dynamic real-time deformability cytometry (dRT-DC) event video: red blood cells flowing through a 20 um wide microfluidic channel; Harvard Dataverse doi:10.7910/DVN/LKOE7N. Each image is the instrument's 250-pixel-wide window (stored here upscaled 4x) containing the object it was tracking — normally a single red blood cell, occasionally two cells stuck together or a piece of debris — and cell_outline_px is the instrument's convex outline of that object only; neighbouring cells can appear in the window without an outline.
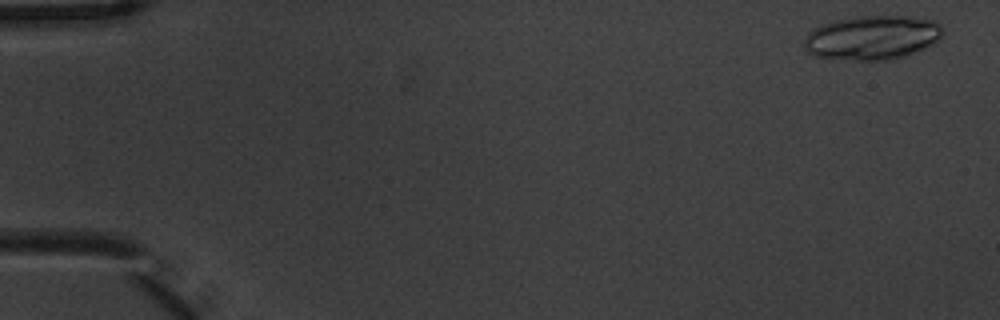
{"species": "common noctule bat (a hibernating species)", "species_latin": "Nyctalus noctula", "temperature_condition": "warm", "stored_images_in_passage": 6, "camera_frame_rate_fps": 3000, "um_per_image_px": 0.085, "animal": {"sex": "male", "body_mass_g": 20.1, "forearm_length_mm": 53.5}, "frame": {"image": 1, "passage_image": 6, "time_ms": 1.667, "image_size_px": [1000, 320], "cell_outline_px": [[944, 32], [940, 40], [932, 44], [904, 56], [892, 60], [856, 60], [816, 56], [808, 52], [804, 48], [804, 40], [808, 32], [812, 28], [836, 20], [860, 16], [904, 16], [936, 20], [940, 24]], "centroid_in_image_um": [74.16, 3.19], "position_along_channel_um": 10.8, "area_um2": 35.66}}